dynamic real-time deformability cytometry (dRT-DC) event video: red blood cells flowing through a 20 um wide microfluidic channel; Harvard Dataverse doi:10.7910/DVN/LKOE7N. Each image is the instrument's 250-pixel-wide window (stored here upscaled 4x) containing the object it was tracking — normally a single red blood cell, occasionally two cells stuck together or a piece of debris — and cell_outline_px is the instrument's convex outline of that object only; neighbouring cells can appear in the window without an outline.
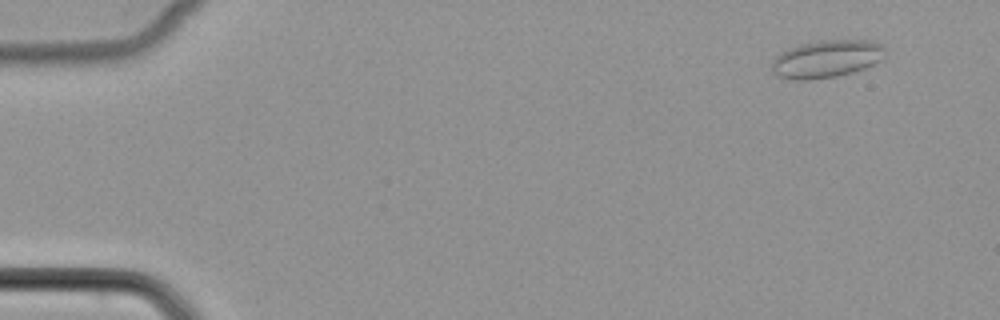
{"species": "common noctule bat (a hibernating species)", "species_latin": "Nyctalus noctula", "temperature_condition": "cold", "stored_images_in_passage": 49, "camera_frame_rate_fps": 3000, "um_per_image_px": 0.085, "animal": {"sex": "female", "body_mass_g": 22.7, "forearm_length_mm": 54.2}, "frame": {"image": 1, "passage_image": 2, "time_ms": 0.333, "image_size_px": [1000, 320], "cell_outline_px": [[884, 56], [880, 60], [864, 68], [852, 72], [836, 76], [804, 80], [792, 80], [776, 76], [772, 72], [772, 60], [780, 52], [788, 48], [800, 44], [820, 40], [868, 40], [884, 44]], "centroid_in_image_um": [70.22, 5.0], "position_along_channel_um": 14.8, "area_um2": 24.91}}
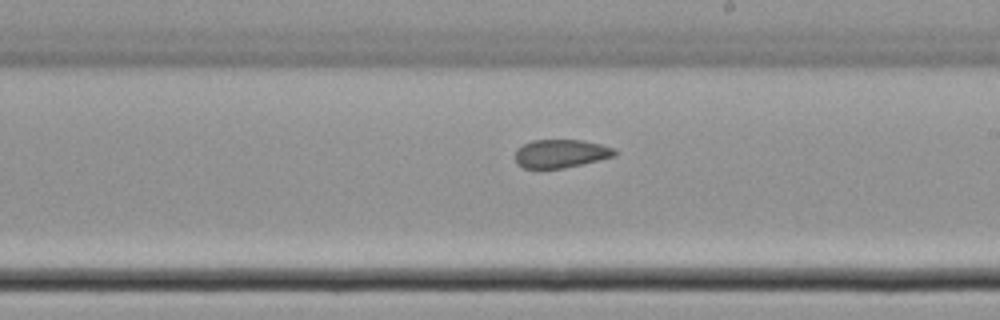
{"frame": {"image": 2, "passage_image": 28, "time_ms": 9.0, "image_size_px": [1000, 320], "cell_outline_px": [[616, 156], [564, 168], [524, 168], [516, 164], [516, 148], [532, 140], [580, 140], [600, 144], [616, 148]], "centroid_in_image_um": [47.67, 13.05], "position_along_channel_um": 241.3, "area_um2": 16.42}}
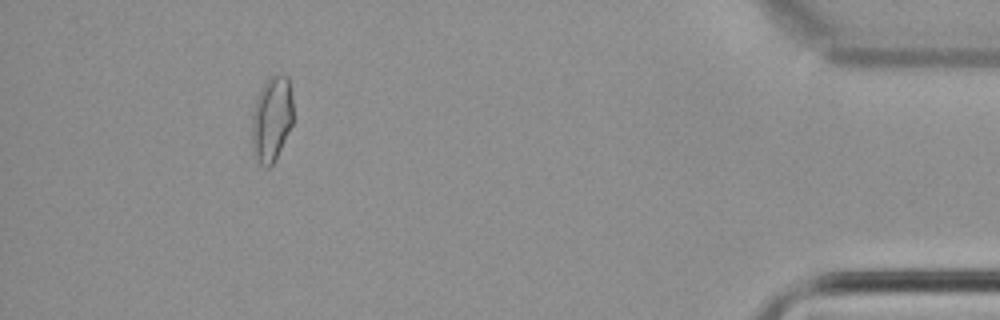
{"frame": {"image": 3, "passage_image": 45, "time_ms": 14.667, "image_size_px": [1000, 320], "cell_outline_px": [[292, 124], [276, 160], [268, 168], [264, 168], [260, 164], [252, 152], [252, 112], [256, 100], [264, 84], [272, 76], [288, 76], [292, 96]], "centroid_in_image_um": [23.09, 10.18], "position_along_channel_um": 412.1, "area_um2": 20.4}}